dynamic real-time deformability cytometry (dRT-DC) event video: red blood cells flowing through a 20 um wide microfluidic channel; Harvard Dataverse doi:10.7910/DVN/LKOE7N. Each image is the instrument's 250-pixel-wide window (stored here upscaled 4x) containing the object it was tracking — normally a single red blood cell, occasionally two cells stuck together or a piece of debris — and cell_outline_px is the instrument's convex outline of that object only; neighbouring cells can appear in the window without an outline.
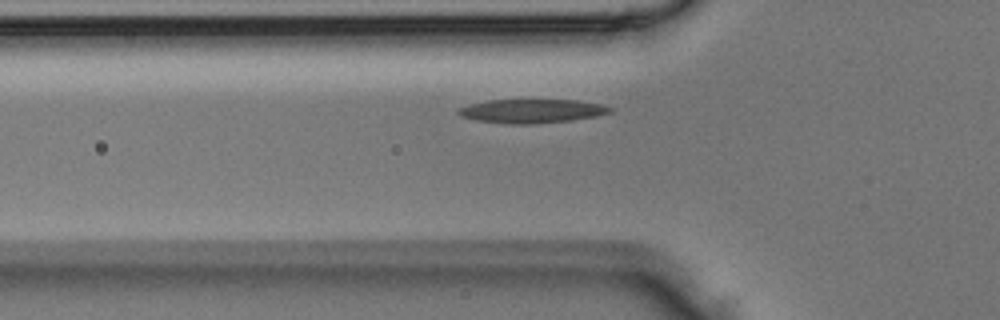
{"species": "Egyptian fruit bat (a non-hibernating species)", "species_latin": "Rousettus aegyptiacus", "temperature_condition": "room temperature", "stored_images_in_passage": 2, "camera_frame_rate_fps": 3000, "um_per_image_px": 0.085, "animal": {"sex": "male"}, "frame": {"image": 1, "passage_image": 2, "time_ms": 0.333, "image_size_px": [1000, 320], "cell_outline_px": [[616, 108], [612, 112], [596, 116], [572, 120], [536, 124], [508, 124], [476, 120], [460, 116], [456, 112], [460, 108], [472, 104], [488, 100], [576, 100], [600, 104]], "centroid_in_image_um": [45.24, 9.44], "position_along_channel_um": 80.6, "area_um2": 21.1}}